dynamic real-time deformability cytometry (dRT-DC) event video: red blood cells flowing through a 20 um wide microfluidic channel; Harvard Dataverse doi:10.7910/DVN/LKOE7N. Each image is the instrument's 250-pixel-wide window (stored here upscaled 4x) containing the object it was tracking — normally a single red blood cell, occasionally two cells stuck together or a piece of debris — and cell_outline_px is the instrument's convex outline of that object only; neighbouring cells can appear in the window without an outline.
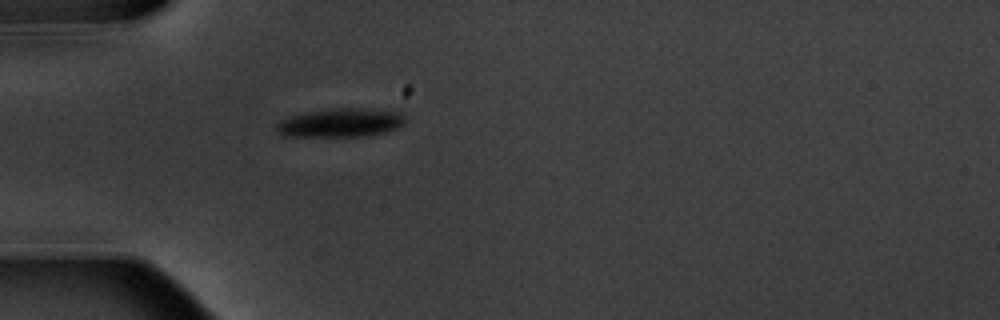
{"species": "common noctule bat (a hibernating species)", "species_latin": "Nyctalus noctula", "temperature_condition": "warm", "stored_images_in_passage": 1, "camera_frame_rate_fps": 3000, "um_per_image_px": 0.085, "animal": {"sex": "male", "body_mass_g": 20.1, "forearm_length_mm": 53.5}, "frame": {"image": 1, "passage_image": 1, "time_ms": 0.0, "image_size_px": [1000, 320], "cell_outline_px": [[404, 124], [396, 128], [384, 132], [364, 136], [288, 136], [280, 132], [276, 128], [276, 124], [280, 120], [288, 116], [304, 112], [332, 108], [356, 108], [400, 112], [404, 116]], "centroid_in_image_um": [28.92, 10.42], "position_along_channel_um": 56.1, "area_um2": 21.33}}